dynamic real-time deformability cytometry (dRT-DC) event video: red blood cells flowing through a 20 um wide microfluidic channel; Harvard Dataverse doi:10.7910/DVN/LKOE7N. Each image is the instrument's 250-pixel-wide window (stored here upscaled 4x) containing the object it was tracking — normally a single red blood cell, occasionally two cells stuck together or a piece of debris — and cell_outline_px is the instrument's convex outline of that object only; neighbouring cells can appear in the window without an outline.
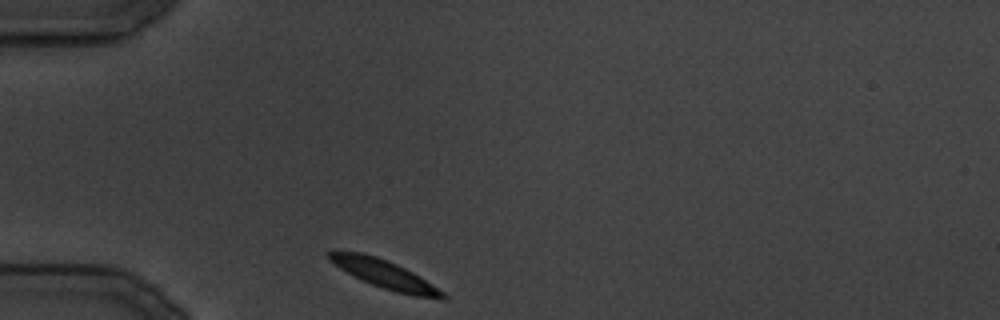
{"species": "common noctule bat (a hibernating species)", "species_latin": "Nyctalus noctula", "temperature_condition": "cold", "stored_images_in_passage": 22, "camera_frame_rate_fps": 3000, "um_per_image_px": 0.085, "animal": {"sex": "male", "body_mass_g": 19.5, "forearm_length_mm": 54.6}, "frame": {"image": 1, "passage_image": 1, "time_ms": 0.0, "image_size_px": [1000, 320], "cell_outline_px": [[448, 296], [444, 300], [416, 296], [396, 292], [372, 284], [340, 268], [328, 260], [324, 252], [360, 252], [376, 256], [388, 260], [420, 276], [444, 292]], "centroid_in_image_um": [32.73, 23.31], "position_along_channel_um": 52.3, "area_um2": 18.44}}
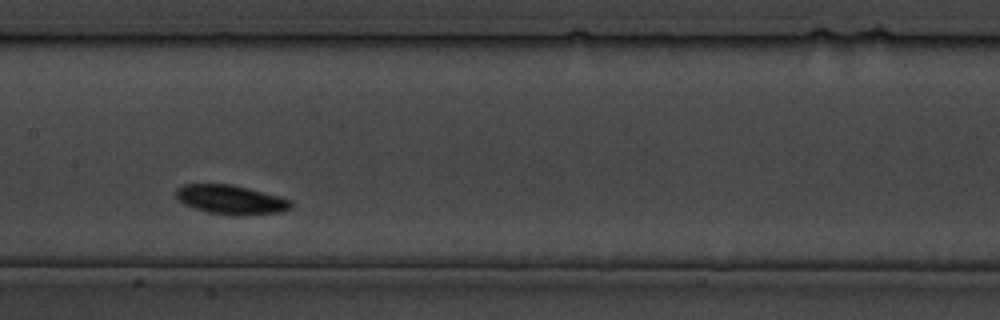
{"frame": {"image": 2, "passage_image": 9, "time_ms": 10.333, "image_size_px": [1000, 320], "cell_outline_px": [[292, 208], [280, 212], [236, 216], [208, 212], [184, 204], [176, 196], [176, 188], [184, 184], [232, 184], [280, 196], [292, 200]], "centroid_in_image_um": [19.65, 16.97], "position_along_channel_um": 187.7, "area_um2": 19.54}}
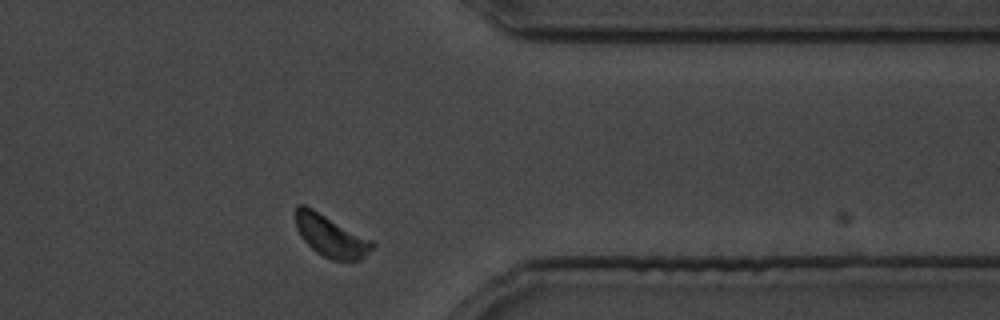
{"frame": {"image": 3, "passage_image": 20, "time_ms": 24.0, "image_size_px": [1000, 320], "cell_outline_px": [[376, 244], [360, 260], [332, 260], [316, 252], [300, 236], [296, 228], [296, 204], [304, 204], [312, 208], [372, 240]], "centroid_in_image_um": [28.1, 20.05], "position_along_channel_um": 383.3, "area_um2": 18.44}}